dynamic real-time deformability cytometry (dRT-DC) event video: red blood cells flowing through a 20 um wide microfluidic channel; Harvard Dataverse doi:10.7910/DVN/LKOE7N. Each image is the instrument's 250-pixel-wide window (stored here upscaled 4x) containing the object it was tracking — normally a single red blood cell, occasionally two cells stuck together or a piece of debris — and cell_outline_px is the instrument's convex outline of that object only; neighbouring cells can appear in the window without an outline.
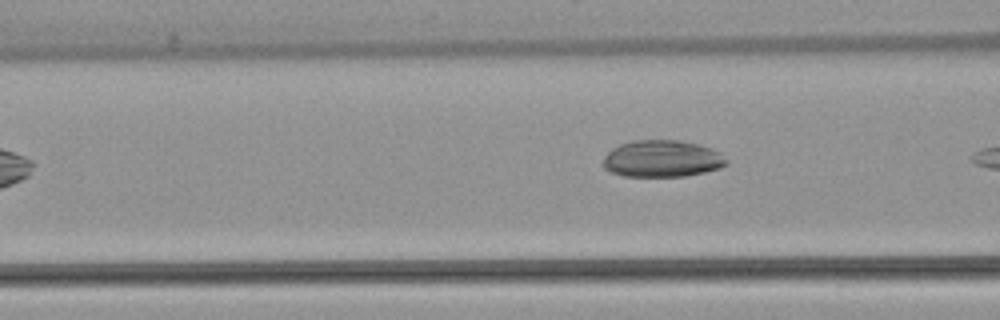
{"species": "common noctule bat (a hibernating species)", "species_latin": "Nyctalus noctula", "temperature_condition": "warm", "stored_images_in_passage": 3, "camera_frame_rate_fps": 3000, "um_per_image_px": 0.085, "animal": {"sex": "female", "body_mass_g": 22.7, "forearm_length_mm": 54.2}, "frame": {"image": 1, "passage_image": 3, "time_ms": 2.667, "image_size_px": [1000, 320], "cell_outline_px": [[728, 164], [720, 168], [704, 172], [684, 176], [624, 176], [608, 172], [600, 164], [604, 156], [612, 148], [620, 144], [632, 140], [676, 140], [696, 144], [712, 148], [720, 152], [728, 160]], "centroid_in_image_um": [56.24, 13.49], "position_along_channel_um": 110.4, "area_um2": 26.76}}